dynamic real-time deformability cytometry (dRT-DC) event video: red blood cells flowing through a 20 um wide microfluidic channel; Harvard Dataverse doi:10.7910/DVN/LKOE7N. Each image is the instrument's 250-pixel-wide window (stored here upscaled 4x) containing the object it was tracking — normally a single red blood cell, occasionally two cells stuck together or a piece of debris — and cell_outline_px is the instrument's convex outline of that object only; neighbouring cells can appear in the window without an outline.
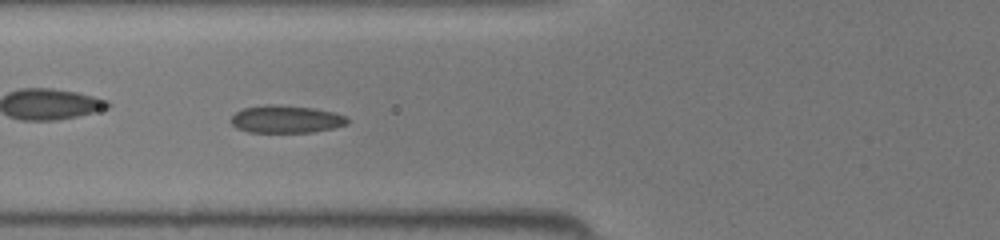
{"species": "common noctule bat (a hibernating species)", "species_latin": "Nyctalus noctula", "temperature_condition": "room temperature", "stored_images_in_passage": 43, "camera_frame_rate_fps": 3000, "um_per_image_px": 0.085, "animal": {"sex": "female", "body_mass_g": 19.5, "forearm_length_mm": 54.1}, "frame": {"image": 1, "passage_image": 16, "time_ms": 5.0, "image_size_px": [1000, 240], "cell_outline_px": [[348, 124], [332, 128], [312, 132], [248, 132], [236, 128], [228, 120], [236, 112], [244, 108], [264, 104], [280, 104], [316, 108], [348, 116]], "centroid_in_image_um": [24.3, 10.12], "position_along_channel_um": 101.5, "area_um2": 18.96}}
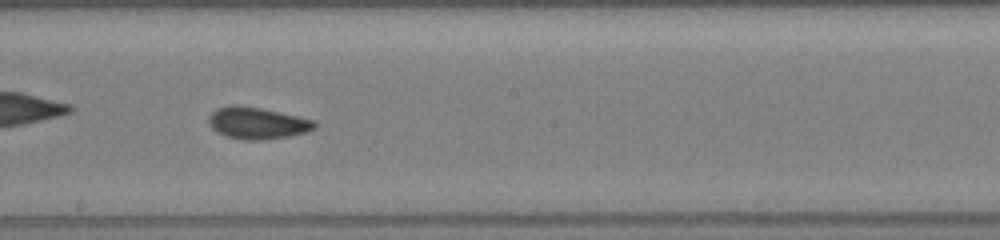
{"frame": {"image": 2, "passage_image": 24, "time_ms": 7.667, "image_size_px": [1000, 240], "cell_outline_px": [[316, 128], [304, 132], [288, 136], [260, 140], [244, 140], [228, 136], [216, 132], [208, 124], [208, 116], [216, 108], [232, 104], [236, 104], [260, 108], [280, 112], [316, 120]], "centroid_in_image_um": [21.84, 10.45], "position_along_channel_um": 226.4, "area_um2": 19.65}}
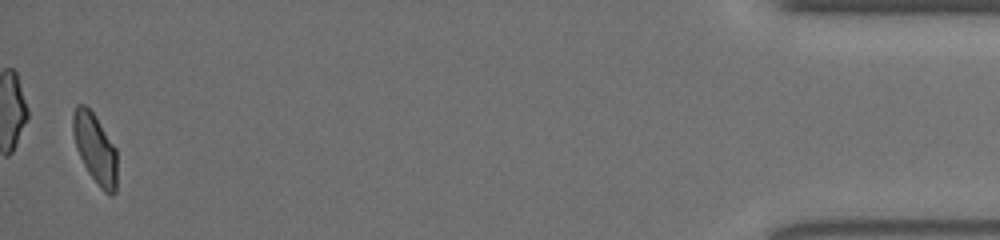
{"frame": {"image": 3, "passage_image": 42, "time_ms": 13.667, "image_size_px": [1000, 240], "cell_outline_px": [[116, 192], [112, 196], [104, 192], [100, 188], [88, 172], [76, 148], [72, 132], [72, 112], [76, 104], [84, 104], [96, 116], [116, 148]], "centroid_in_image_um": [8.07, 12.6], "position_along_channel_um": 427.1, "area_um2": 18.09}}